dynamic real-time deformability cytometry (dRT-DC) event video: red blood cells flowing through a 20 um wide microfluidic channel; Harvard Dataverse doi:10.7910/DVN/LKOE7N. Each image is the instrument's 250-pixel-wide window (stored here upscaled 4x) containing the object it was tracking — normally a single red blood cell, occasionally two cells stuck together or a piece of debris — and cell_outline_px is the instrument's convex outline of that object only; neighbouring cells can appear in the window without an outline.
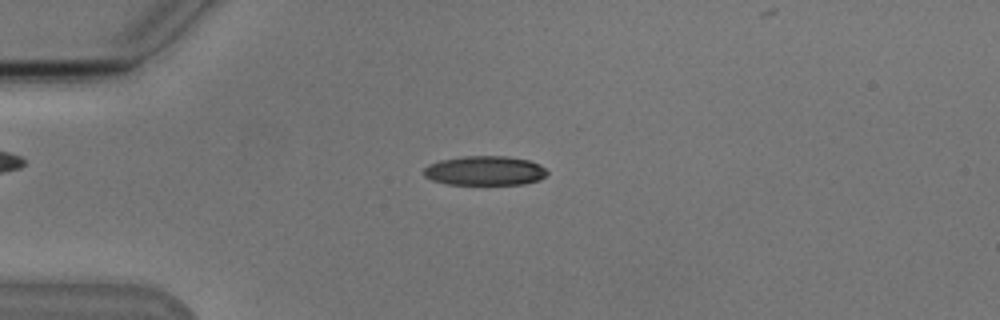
{"species": "Egyptian fruit bat (a non-hibernating species)", "species_latin": "Rousettus aegyptiacus", "temperature_condition": "cold", "stored_images_in_passage": 49, "camera_frame_rate_fps": 3000, "um_per_image_px": 0.085, "animal": {"sex": "male"}, "frame": {"image": 1, "passage_image": 13, "time_ms": 4.0, "image_size_px": [1000, 320], "cell_outline_px": [[548, 172], [540, 180], [524, 184], [448, 184], [432, 180], [424, 176], [424, 168], [428, 164], [440, 160], [464, 156], [508, 156], [528, 160], [540, 164]], "centroid_in_image_um": [41.21, 14.5], "position_along_channel_um": 43.8, "area_um2": 21.15}}
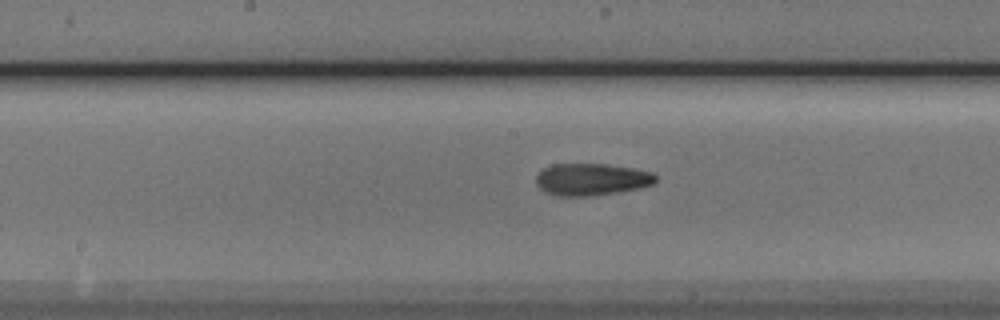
{"frame": {"image": 2, "passage_image": 27, "time_ms": 8.667, "image_size_px": [1000, 320], "cell_outline_px": [[656, 180], [652, 184], [640, 188], [596, 196], [556, 196], [544, 192], [536, 184], [536, 176], [544, 168], [552, 164], [604, 164], [632, 168], [652, 172], [656, 176]], "centroid_in_image_um": [50.26, 15.26], "position_along_channel_um": 197.9, "area_um2": 22.43}}
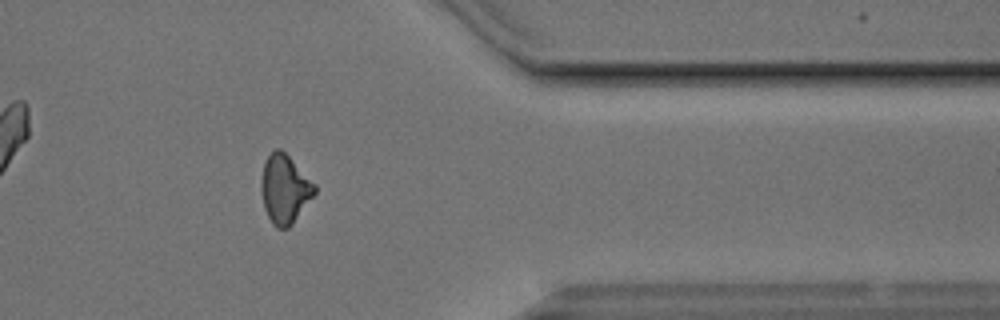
{"frame": {"image": 3, "passage_image": 43, "time_ms": 14.0, "image_size_px": [1000, 320], "cell_outline_px": [[316, 192], [292, 224], [288, 228], [276, 228], [272, 224], [264, 208], [260, 188], [260, 180], [264, 164], [268, 156], [276, 148], [280, 148], [316, 184]], "centroid_in_image_um": [24.19, 16.08], "position_along_channel_um": 387.2, "area_um2": 21.27}}